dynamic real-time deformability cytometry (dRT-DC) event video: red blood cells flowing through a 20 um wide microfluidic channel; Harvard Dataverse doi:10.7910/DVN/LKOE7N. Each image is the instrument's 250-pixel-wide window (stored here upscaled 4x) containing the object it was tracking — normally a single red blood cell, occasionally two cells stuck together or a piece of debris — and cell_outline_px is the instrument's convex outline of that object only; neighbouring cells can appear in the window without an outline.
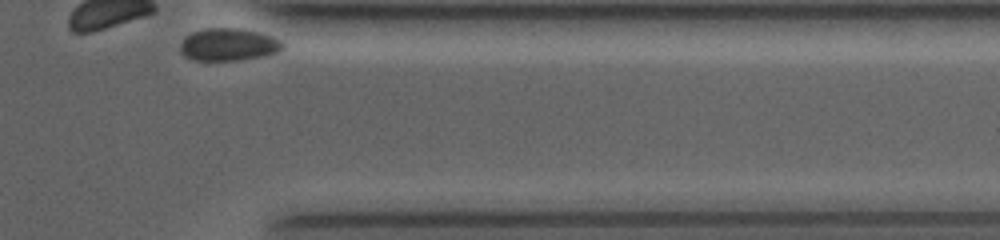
{"species": "common noctule bat (a hibernating species)", "species_latin": "Nyctalus noctula", "temperature_condition": "room temperature", "stored_images_in_passage": 22, "camera_frame_rate_fps": 4000, "um_per_image_px": 0.085, "animal": {"sex": "female", "body_mass_g": 19.0, "forearm_length_mm": 53.3}, "frame": {"image": 1, "passage_image": 22, "time_ms": 9.5, "image_size_px": [1000, 240], "cell_outline_px": [[284, 48], [276, 52], [260, 56], [236, 60], [192, 60], [180, 52], [180, 44], [192, 32], [208, 28], [240, 28], [260, 32], [272, 36], [280, 40], [284, 44]], "centroid_in_image_um": [19.43, 3.78], "position_along_channel_um": 392.0, "area_um2": 19.19}}